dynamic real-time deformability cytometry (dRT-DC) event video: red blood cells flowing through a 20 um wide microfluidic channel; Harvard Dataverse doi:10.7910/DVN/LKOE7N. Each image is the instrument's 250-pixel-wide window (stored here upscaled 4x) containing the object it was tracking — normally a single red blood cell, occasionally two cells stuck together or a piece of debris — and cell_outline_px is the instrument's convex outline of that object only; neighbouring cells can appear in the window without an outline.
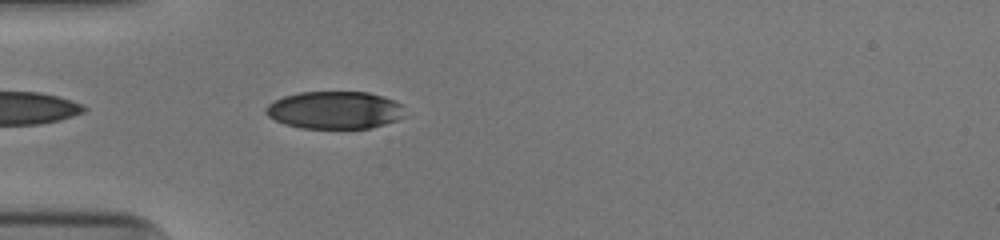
{"species": "human", "species_latin": "Homo sapiens", "temperature_condition": "cold", "stored_images_in_passage": 9, "camera_frame_rate_fps": 3000, "um_per_image_px": 0.085, "donor": {"sex": "male"}, "frame": {"image": 1, "passage_image": 2, "time_ms": 0.333, "image_size_px": [1000, 240], "cell_outline_px": [[404, 116], [396, 120], [384, 124], [368, 128], [300, 128], [284, 124], [268, 116], [264, 112], [264, 108], [268, 104], [284, 96], [300, 92], [368, 92], [392, 100], [400, 104]], "centroid_in_image_um": [28.39, 9.36], "position_along_channel_um": 56.6, "area_um2": 30.17}}
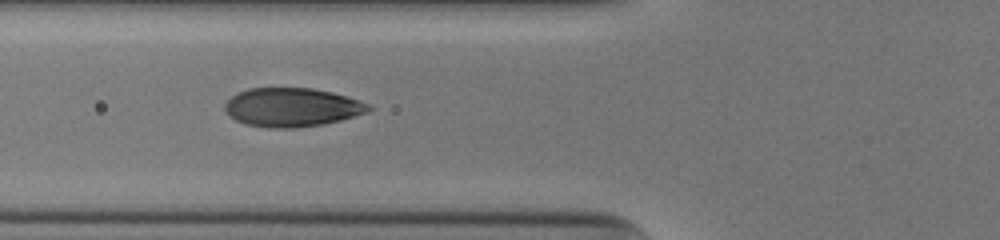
{"frame": {"image": 2, "passage_image": 6, "time_ms": 1.667, "image_size_px": [1000, 240], "cell_outline_px": [[372, 108], [364, 112], [340, 120], [324, 124], [296, 128], [268, 128], [244, 124], [228, 116], [224, 112], [224, 104], [232, 96], [248, 88], [312, 88], [332, 92], [348, 96], [368, 104]], "centroid_in_image_um": [24.76, 9.12], "position_along_channel_um": 101.0, "area_um2": 32.48}}
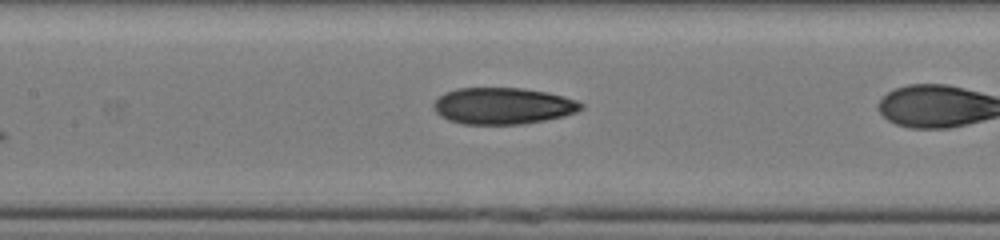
{"frame": {"image": 3, "passage_image": 8, "time_ms": 2.333, "image_size_px": [1000, 240], "cell_outline_px": [[584, 108], [576, 112], [564, 116], [524, 124], [464, 124], [448, 120], [440, 116], [432, 108], [432, 104], [444, 92], [456, 88], [524, 88], [548, 92], [564, 96], [576, 100], [584, 104]], "centroid_in_image_um": [42.75, 9.0], "position_along_channel_um": 164.7, "area_um2": 31.67}}